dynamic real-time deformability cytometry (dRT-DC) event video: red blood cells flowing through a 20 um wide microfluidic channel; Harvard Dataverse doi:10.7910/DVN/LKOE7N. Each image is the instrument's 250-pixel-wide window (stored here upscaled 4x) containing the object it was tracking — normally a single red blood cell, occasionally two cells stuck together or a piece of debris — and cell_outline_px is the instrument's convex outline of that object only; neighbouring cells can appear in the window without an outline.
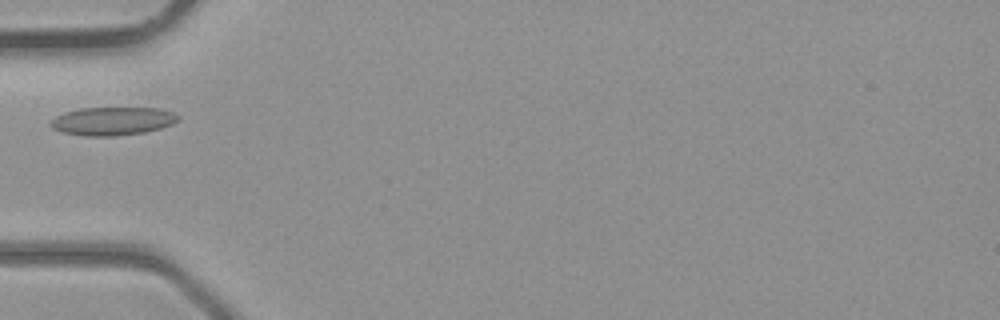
{"species": "common noctule bat (a hibernating species)", "species_latin": "Nyctalus noctula", "temperature_condition": "room temperature", "stored_images_in_passage": 2, "camera_frame_rate_fps": 3000, "um_per_image_px": 0.085, "animal": {"sex": "male", "body_mass_g": 23.1, "forearm_length_mm": 52.7}, "frame": {"image": 1, "passage_image": 2, "time_ms": 1.333, "image_size_px": [1000, 320], "cell_outline_px": [[180, 120], [172, 124], [160, 128], [144, 132], [112, 136], [88, 136], [64, 132], [52, 128], [48, 124], [56, 116], [64, 112], [80, 108], [160, 108], [172, 112], [180, 116]], "centroid_in_image_um": [9.58, 10.28], "position_along_channel_um": 75.4, "area_um2": 20.92}}